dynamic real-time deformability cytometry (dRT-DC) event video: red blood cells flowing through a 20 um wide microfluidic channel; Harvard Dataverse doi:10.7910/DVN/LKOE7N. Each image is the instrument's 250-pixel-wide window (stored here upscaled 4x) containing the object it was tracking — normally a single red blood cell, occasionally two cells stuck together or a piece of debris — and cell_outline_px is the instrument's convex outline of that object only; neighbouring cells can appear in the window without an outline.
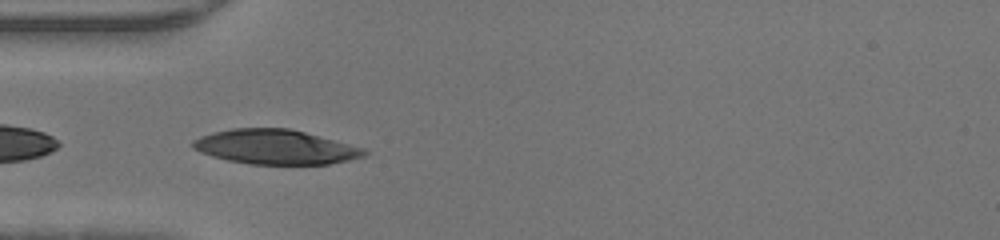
{"species": "human", "species_latin": "Homo sapiens", "temperature_condition": "warm", "stored_images_in_passage": 20, "camera_frame_rate_fps": 3000, "um_per_image_px": 0.085, "donor": {"sex": "male"}, "frame": {"image": 1, "passage_image": 1, "time_ms": 0.0, "image_size_px": [1000, 240], "cell_outline_px": [[368, 152], [364, 156], [348, 160], [328, 164], [252, 164], [228, 160], [212, 156], [200, 152], [192, 148], [192, 140], [200, 136], [212, 132], [232, 128], [288, 128], [304, 132], [364, 148]], "centroid_in_image_um": [23.37, 12.49], "position_along_channel_um": 61.6, "area_um2": 34.33}}
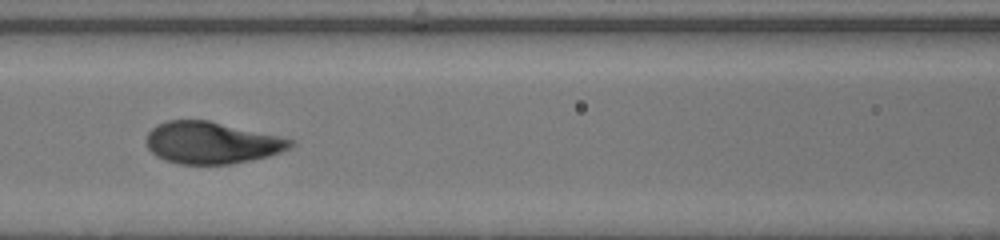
{"frame": {"image": 2, "passage_image": 7, "time_ms": 2.0, "image_size_px": [1000, 240], "cell_outline_px": [[296, 144], [292, 148], [268, 156], [232, 164], [180, 164], [164, 160], [156, 156], [148, 148], [148, 132], [156, 124], [168, 120], [208, 120], [280, 136], [296, 140]], "centroid_in_image_um": [18.03, 12.13], "position_along_channel_um": 148.6, "area_um2": 35.26}}
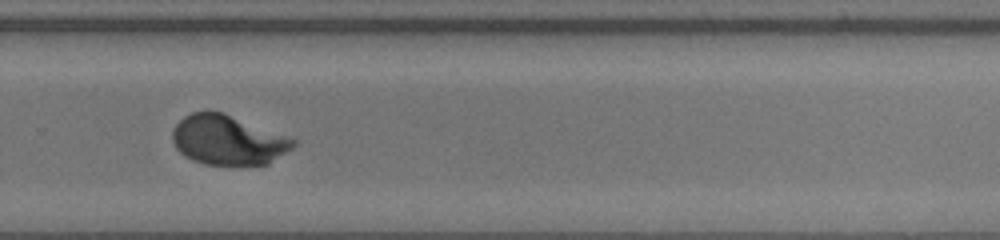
{"frame": {"image": 3, "passage_image": 18, "time_ms": 5.667, "image_size_px": [1000, 240], "cell_outline_px": [[300, 140], [292, 148], [268, 164], [204, 164], [192, 160], [184, 156], [176, 148], [172, 140], [172, 128], [184, 116], [192, 112], [208, 108], [224, 112]], "centroid_in_image_um": [19.37, 11.86], "position_along_channel_um": 310.4, "area_um2": 35.55}}